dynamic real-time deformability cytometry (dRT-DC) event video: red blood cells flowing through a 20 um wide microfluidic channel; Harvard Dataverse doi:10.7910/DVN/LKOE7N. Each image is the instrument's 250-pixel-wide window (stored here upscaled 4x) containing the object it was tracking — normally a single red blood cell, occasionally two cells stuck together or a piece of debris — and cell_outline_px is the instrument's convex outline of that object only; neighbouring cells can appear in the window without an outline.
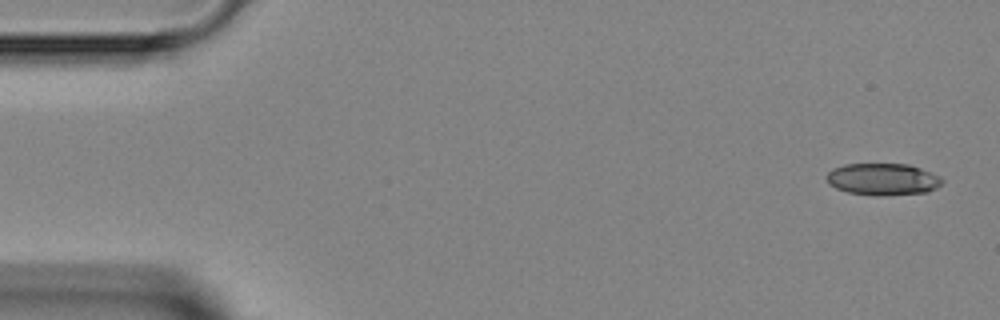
{"species": "Egyptian fruit bat (a non-hibernating species)", "species_latin": "Rousettus aegyptiacus", "temperature_condition": "room temperature", "stored_images_in_passage": 4, "camera_frame_rate_fps": 3000, "um_per_image_px": 0.085, "animal": {"sex": "female"}, "frame": {"image": 1, "passage_image": 1, "time_ms": 0.0, "image_size_px": [1000, 320], "cell_outline_px": [[944, 180], [936, 188], [928, 192], [880, 196], [848, 192], [836, 188], [828, 184], [828, 172], [832, 168], [844, 164], [908, 164], [932, 172], [940, 176]], "centroid_in_image_um": [75.06, 15.23], "position_along_channel_um": 9.9, "area_um2": 21.5}}
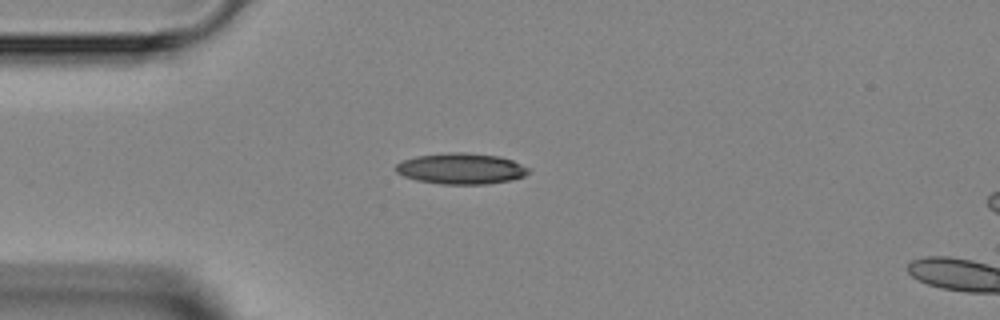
{"frame": {"image": 2, "passage_image": 4, "time_ms": 3.333, "image_size_px": [1000, 320], "cell_outline_px": [[532, 168], [524, 176], [512, 180], [488, 184], [440, 184], [416, 180], [404, 176], [396, 172], [396, 164], [404, 160], [416, 156], [448, 152], [464, 152], [500, 156], [512, 160]], "centroid_in_image_um": [39.22, 14.33], "position_along_channel_um": 45.8, "area_um2": 24.1}}